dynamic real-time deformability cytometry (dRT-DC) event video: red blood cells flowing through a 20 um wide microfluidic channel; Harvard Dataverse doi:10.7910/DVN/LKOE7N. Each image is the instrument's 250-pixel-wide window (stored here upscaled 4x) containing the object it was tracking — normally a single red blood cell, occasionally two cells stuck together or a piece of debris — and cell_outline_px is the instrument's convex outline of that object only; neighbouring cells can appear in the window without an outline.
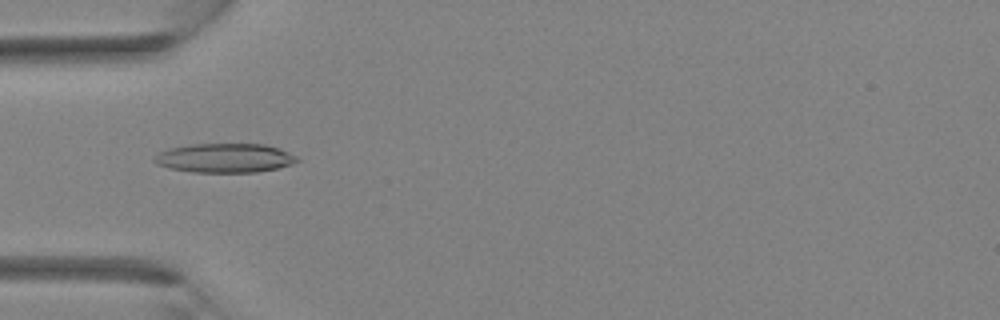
{"species": "Egyptian fruit bat (a non-hibernating species)", "species_latin": "Rousettus aegyptiacus", "temperature_condition": "room temperature", "stored_images_in_passage": 36, "camera_frame_rate_fps": 3000, "um_per_image_px": 0.085, "animal": {"sex": "female"}, "frame": {"image": 1, "passage_image": 12, "time_ms": 3.667, "image_size_px": [1000, 320], "cell_outline_px": [[300, 160], [292, 164], [276, 168], [256, 172], [192, 172], [168, 168], [156, 164], [152, 160], [160, 152], [172, 148], [192, 144], [264, 144], [280, 148], [296, 156]], "centroid_in_image_um": [19.11, 13.43], "position_along_channel_um": 65.9, "area_um2": 24.16}}
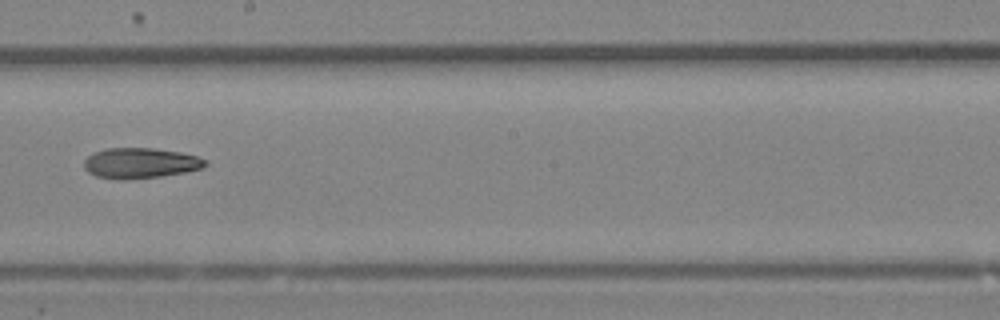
{"frame": {"image": 2, "passage_image": 21, "time_ms": 6.667, "image_size_px": [1000, 320], "cell_outline_px": [[208, 164], [204, 168], [184, 172], [160, 176], [124, 180], [120, 180], [96, 176], [88, 172], [84, 168], [84, 160], [92, 152], [108, 148], [152, 148], [180, 152], [196, 156], [208, 160]], "centroid_in_image_um": [11.92, 13.86], "position_along_channel_um": 236.3, "area_um2": 21.62}}
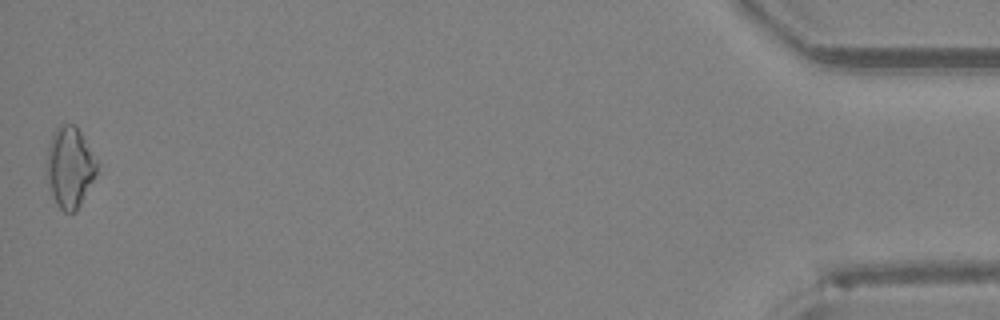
{"frame": {"image": 3, "passage_image": 36, "time_ms": 11.667, "image_size_px": [1000, 320], "cell_outline_px": [[100, 172], [76, 212], [64, 212], [56, 204], [52, 196], [44, 172], [44, 164], [48, 144], [52, 132], [60, 124], [72, 124], [80, 132], [100, 164]], "centroid_in_image_um": [5.93, 14.24], "position_along_channel_um": 429.3, "area_um2": 24.74}}